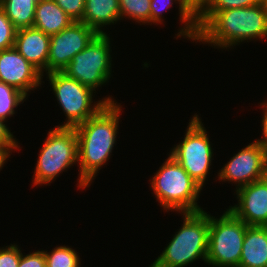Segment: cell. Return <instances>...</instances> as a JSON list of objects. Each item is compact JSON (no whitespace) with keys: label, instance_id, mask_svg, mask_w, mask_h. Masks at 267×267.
Masks as SVG:
<instances>
[{"label":"cell","instance_id":"1","mask_svg":"<svg viewBox=\"0 0 267 267\" xmlns=\"http://www.w3.org/2000/svg\"><path fill=\"white\" fill-rule=\"evenodd\" d=\"M196 40L220 48L267 36V12L259 3L227 10H202L197 15Z\"/></svg>","mask_w":267,"mask_h":267},{"label":"cell","instance_id":"2","mask_svg":"<svg viewBox=\"0 0 267 267\" xmlns=\"http://www.w3.org/2000/svg\"><path fill=\"white\" fill-rule=\"evenodd\" d=\"M121 106L106 103L95 115L75 127L80 167L79 187H88L110 159L118 133Z\"/></svg>","mask_w":267,"mask_h":267},{"label":"cell","instance_id":"3","mask_svg":"<svg viewBox=\"0 0 267 267\" xmlns=\"http://www.w3.org/2000/svg\"><path fill=\"white\" fill-rule=\"evenodd\" d=\"M184 224L150 267H184L196 259L206 263L209 214L184 212Z\"/></svg>","mask_w":267,"mask_h":267},{"label":"cell","instance_id":"4","mask_svg":"<svg viewBox=\"0 0 267 267\" xmlns=\"http://www.w3.org/2000/svg\"><path fill=\"white\" fill-rule=\"evenodd\" d=\"M151 187L166 211L171 209L184 213L203 210L197 204L202 187L170 154L152 177Z\"/></svg>","mask_w":267,"mask_h":267},{"label":"cell","instance_id":"5","mask_svg":"<svg viewBox=\"0 0 267 267\" xmlns=\"http://www.w3.org/2000/svg\"><path fill=\"white\" fill-rule=\"evenodd\" d=\"M247 226L228 209L219 219L209 215L206 263L214 267H239Z\"/></svg>","mask_w":267,"mask_h":267},{"label":"cell","instance_id":"6","mask_svg":"<svg viewBox=\"0 0 267 267\" xmlns=\"http://www.w3.org/2000/svg\"><path fill=\"white\" fill-rule=\"evenodd\" d=\"M34 185L52 182L65 169L78 162V141L75 127H60L48 132L39 152Z\"/></svg>","mask_w":267,"mask_h":267},{"label":"cell","instance_id":"7","mask_svg":"<svg viewBox=\"0 0 267 267\" xmlns=\"http://www.w3.org/2000/svg\"><path fill=\"white\" fill-rule=\"evenodd\" d=\"M47 77L67 117V122L60 127H76L95 115L106 103H115L109 96L93 105L94 90L68 77L64 72L47 73Z\"/></svg>","mask_w":267,"mask_h":267},{"label":"cell","instance_id":"8","mask_svg":"<svg viewBox=\"0 0 267 267\" xmlns=\"http://www.w3.org/2000/svg\"><path fill=\"white\" fill-rule=\"evenodd\" d=\"M109 38L107 34H98L84 50L72 58L63 72L94 91L102 86L111 76Z\"/></svg>","mask_w":267,"mask_h":267},{"label":"cell","instance_id":"9","mask_svg":"<svg viewBox=\"0 0 267 267\" xmlns=\"http://www.w3.org/2000/svg\"><path fill=\"white\" fill-rule=\"evenodd\" d=\"M187 127L183 141L170 151V155L203 187L213 159L212 147L198 115L193 116Z\"/></svg>","mask_w":267,"mask_h":267},{"label":"cell","instance_id":"10","mask_svg":"<svg viewBox=\"0 0 267 267\" xmlns=\"http://www.w3.org/2000/svg\"><path fill=\"white\" fill-rule=\"evenodd\" d=\"M97 35L92 28L80 21L51 35L47 73L63 72L72 58L84 50Z\"/></svg>","mask_w":267,"mask_h":267},{"label":"cell","instance_id":"11","mask_svg":"<svg viewBox=\"0 0 267 267\" xmlns=\"http://www.w3.org/2000/svg\"><path fill=\"white\" fill-rule=\"evenodd\" d=\"M267 169V159L261 144L255 140L235 154L219 171L218 180L232 181L236 189L263 179Z\"/></svg>","mask_w":267,"mask_h":267},{"label":"cell","instance_id":"12","mask_svg":"<svg viewBox=\"0 0 267 267\" xmlns=\"http://www.w3.org/2000/svg\"><path fill=\"white\" fill-rule=\"evenodd\" d=\"M42 73L29 63L15 47L0 51V81L14 87L26 97L29 90L41 85Z\"/></svg>","mask_w":267,"mask_h":267},{"label":"cell","instance_id":"13","mask_svg":"<svg viewBox=\"0 0 267 267\" xmlns=\"http://www.w3.org/2000/svg\"><path fill=\"white\" fill-rule=\"evenodd\" d=\"M235 191L238 204L228 210L248 226H267V181L263 178Z\"/></svg>","mask_w":267,"mask_h":267},{"label":"cell","instance_id":"14","mask_svg":"<svg viewBox=\"0 0 267 267\" xmlns=\"http://www.w3.org/2000/svg\"><path fill=\"white\" fill-rule=\"evenodd\" d=\"M14 47L42 75L43 71L47 73L50 35L34 27L17 29Z\"/></svg>","mask_w":267,"mask_h":267},{"label":"cell","instance_id":"15","mask_svg":"<svg viewBox=\"0 0 267 267\" xmlns=\"http://www.w3.org/2000/svg\"><path fill=\"white\" fill-rule=\"evenodd\" d=\"M239 267H267V226H247Z\"/></svg>","mask_w":267,"mask_h":267},{"label":"cell","instance_id":"16","mask_svg":"<svg viewBox=\"0 0 267 267\" xmlns=\"http://www.w3.org/2000/svg\"><path fill=\"white\" fill-rule=\"evenodd\" d=\"M73 22L54 0H40L36 4L33 27L44 34H57Z\"/></svg>","mask_w":267,"mask_h":267},{"label":"cell","instance_id":"17","mask_svg":"<svg viewBox=\"0 0 267 267\" xmlns=\"http://www.w3.org/2000/svg\"><path fill=\"white\" fill-rule=\"evenodd\" d=\"M120 20L119 0H85L83 18L85 23L97 34H106L101 27ZM101 28V29H100Z\"/></svg>","mask_w":267,"mask_h":267},{"label":"cell","instance_id":"18","mask_svg":"<svg viewBox=\"0 0 267 267\" xmlns=\"http://www.w3.org/2000/svg\"><path fill=\"white\" fill-rule=\"evenodd\" d=\"M179 3V14L182 23H185V27L181 28L178 37L184 36L196 41L198 26H197V16L185 5L183 0H174ZM173 0H151L150 3V23H161L162 22V12L164 8H170Z\"/></svg>","mask_w":267,"mask_h":267},{"label":"cell","instance_id":"19","mask_svg":"<svg viewBox=\"0 0 267 267\" xmlns=\"http://www.w3.org/2000/svg\"><path fill=\"white\" fill-rule=\"evenodd\" d=\"M40 0H0V7L16 29L33 27L36 4Z\"/></svg>","mask_w":267,"mask_h":267},{"label":"cell","instance_id":"20","mask_svg":"<svg viewBox=\"0 0 267 267\" xmlns=\"http://www.w3.org/2000/svg\"><path fill=\"white\" fill-rule=\"evenodd\" d=\"M26 96L5 83L0 81V119L7 120L8 116L15 114V108L24 102Z\"/></svg>","mask_w":267,"mask_h":267},{"label":"cell","instance_id":"21","mask_svg":"<svg viewBox=\"0 0 267 267\" xmlns=\"http://www.w3.org/2000/svg\"><path fill=\"white\" fill-rule=\"evenodd\" d=\"M151 0H119L120 20L128 16L140 23H150Z\"/></svg>","mask_w":267,"mask_h":267},{"label":"cell","instance_id":"22","mask_svg":"<svg viewBox=\"0 0 267 267\" xmlns=\"http://www.w3.org/2000/svg\"><path fill=\"white\" fill-rule=\"evenodd\" d=\"M43 252L47 267H80L79 255L68 246L56 247L50 253Z\"/></svg>","mask_w":267,"mask_h":267},{"label":"cell","instance_id":"23","mask_svg":"<svg viewBox=\"0 0 267 267\" xmlns=\"http://www.w3.org/2000/svg\"><path fill=\"white\" fill-rule=\"evenodd\" d=\"M16 28L0 7V51L14 47Z\"/></svg>","mask_w":267,"mask_h":267},{"label":"cell","instance_id":"24","mask_svg":"<svg viewBox=\"0 0 267 267\" xmlns=\"http://www.w3.org/2000/svg\"><path fill=\"white\" fill-rule=\"evenodd\" d=\"M259 3H261V0H210L203 10H227L251 7Z\"/></svg>","mask_w":267,"mask_h":267},{"label":"cell","instance_id":"25","mask_svg":"<svg viewBox=\"0 0 267 267\" xmlns=\"http://www.w3.org/2000/svg\"><path fill=\"white\" fill-rule=\"evenodd\" d=\"M57 5L69 16L74 22L81 21L85 9V0H54Z\"/></svg>","mask_w":267,"mask_h":267},{"label":"cell","instance_id":"26","mask_svg":"<svg viewBox=\"0 0 267 267\" xmlns=\"http://www.w3.org/2000/svg\"><path fill=\"white\" fill-rule=\"evenodd\" d=\"M7 248L0 249V267H18L21 250L17 245L11 244Z\"/></svg>","mask_w":267,"mask_h":267},{"label":"cell","instance_id":"27","mask_svg":"<svg viewBox=\"0 0 267 267\" xmlns=\"http://www.w3.org/2000/svg\"><path fill=\"white\" fill-rule=\"evenodd\" d=\"M45 254L43 251H35L33 253L23 255L21 252V258L18 267H45Z\"/></svg>","mask_w":267,"mask_h":267},{"label":"cell","instance_id":"28","mask_svg":"<svg viewBox=\"0 0 267 267\" xmlns=\"http://www.w3.org/2000/svg\"><path fill=\"white\" fill-rule=\"evenodd\" d=\"M4 120L0 119V147L6 148L9 152L13 149H18V142L14 139L13 134L9 128L4 124Z\"/></svg>","mask_w":267,"mask_h":267},{"label":"cell","instance_id":"29","mask_svg":"<svg viewBox=\"0 0 267 267\" xmlns=\"http://www.w3.org/2000/svg\"><path fill=\"white\" fill-rule=\"evenodd\" d=\"M262 104V107L265 108L264 110V116L262 118V130H263V139H258L257 141L261 144L263 150H264V153H265V157L267 159V102H264V103H261Z\"/></svg>","mask_w":267,"mask_h":267},{"label":"cell","instance_id":"30","mask_svg":"<svg viewBox=\"0 0 267 267\" xmlns=\"http://www.w3.org/2000/svg\"><path fill=\"white\" fill-rule=\"evenodd\" d=\"M210 0H184L185 5L197 16Z\"/></svg>","mask_w":267,"mask_h":267},{"label":"cell","instance_id":"31","mask_svg":"<svg viewBox=\"0 0 267 267\" xmlns=\"http://www.w3.org/2000/svg\"><path fill=\"white\" fill-rule=\"evenodd\" d=\"M11 152H9L6 148L0 147V169L4 166V163H6L7 158H9Z\"/></svg>","mask_w":267,"mask_h":267},{"label":"cell","instance_id":"32","mask_svg":"<svg viewBox=\"0 0 267 267\" xmlns=\"http://www.w3.org/2000/svg\"><path fill=\"white\" fill-rule=\"evenodd\" d=\"M262 5L264 6L266 12H267V0H261Z\"/></svg>","mask_w":267,"mask_h":267},{"label":"cell","instance_id":"33","mask_svg":"<svg viewBox=\"0 0 267 267\" xmlns=\"http://www.w3.org/2000/svg\"><path fill=\"white\" fill-rule=\"evenodd\" d=\"M263 178L267 181V169Z\"/></svg>","mask_w":267,"mask_h":267}]
</instances>
